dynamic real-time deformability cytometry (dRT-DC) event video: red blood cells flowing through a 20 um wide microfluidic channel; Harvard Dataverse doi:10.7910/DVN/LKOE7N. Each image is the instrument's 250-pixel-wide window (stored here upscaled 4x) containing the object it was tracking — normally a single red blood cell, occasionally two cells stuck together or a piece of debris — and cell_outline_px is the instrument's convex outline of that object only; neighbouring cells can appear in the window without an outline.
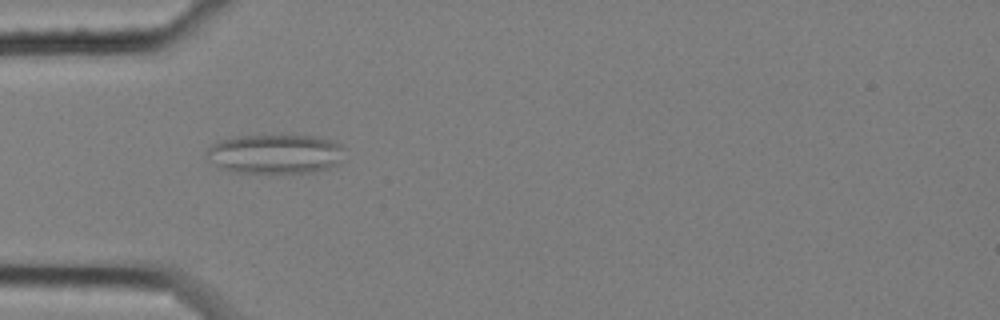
{"species": "common noctule bat (a hibernating species)", "species_latin": "Nyctalus noctula", "temperature_condition": "cold", "stored_images_in_passage": 6, "camera_frame_rate_fps": 3000, "um_per_image_px": 0.085, "animal": {"sex": "female", "body_mass_g": 25.1}, "frame": {"image": 1, "passage_image": 2, "time_ms": 0.333, "image_size_px": [1000, 320], "cell_outline_px": [[344, 160], [328, 168], [312, 172], [236, 172], [224, 168], [216, 164], [204, 152], [212, 144], [220, 140], [232, 136], [280, 132], [316, 136], [340, 144], [344, 148]], "centroid_in_image_um": [23.43, 13.01], "position_along_channel_um": 61.6, "area_um2": 32.54}}